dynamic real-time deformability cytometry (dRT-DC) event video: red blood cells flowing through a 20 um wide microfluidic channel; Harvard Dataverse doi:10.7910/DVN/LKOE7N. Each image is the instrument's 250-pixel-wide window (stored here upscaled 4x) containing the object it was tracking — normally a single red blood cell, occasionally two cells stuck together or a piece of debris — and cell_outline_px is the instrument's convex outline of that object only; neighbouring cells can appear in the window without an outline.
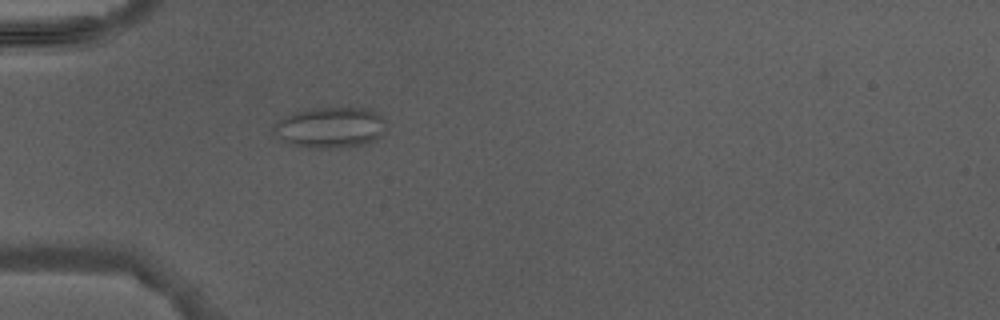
{"species": "Egyptian fruit bat (a non-hibernating species)", "species_latin": "Rousettus aegyptiacus", "temperature_condition": "warm", "stored_images_in_passage": 2, "camera_frame_rate_fps": 3000, "um_per_image_px": 0.085, "animal": {"sex": "male"}, "frame": {"image": 1, "passage_image": 2, "time_ms": 1.333, "image_size_px": [1000, 320], "cell_outline_px": [[384, 132], [376, 140], [364, 144], [332, 148], [304, 148], [292, 144], [284, 140], [272, 128], [284, 116], [292, 112], [312, 108], [368, 108], [376, 112], [384, 120]], "centroid_in_image_um": [28.09, 10.83], "position_along_channel_um": 56.9, "area_um2": 26.53}}